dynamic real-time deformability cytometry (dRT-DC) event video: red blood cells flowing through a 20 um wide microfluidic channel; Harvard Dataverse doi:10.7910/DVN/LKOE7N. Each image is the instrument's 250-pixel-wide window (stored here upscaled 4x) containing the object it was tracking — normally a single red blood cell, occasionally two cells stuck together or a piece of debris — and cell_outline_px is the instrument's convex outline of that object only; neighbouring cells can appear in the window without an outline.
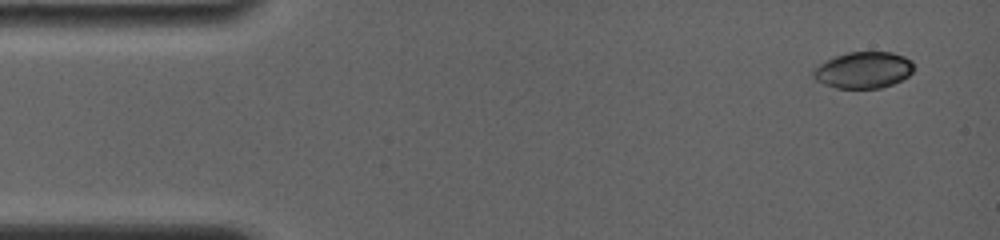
{"species": "common noctule bat (a hibernating species)", "species_latin": "Nyctalus noctula", "temperature_condition": "room temperature", "stored_images_in_passage": 7, "camera_frame_rate_fps": 4000, "um_per_image_px": 0.085, "animal": {"sex": "female", "body_mass_g": 19.0, "forearm_length_mm": 56.7}, "frame": {"image": 1, "passage_image": 1, "time_ms": 0.0, "image_size_px": [1000, 240], "cell_outline_px": [[912, 72], [908, 76], [892, 84], [880, 88], [836, 88], [824, 84], [816, 80], [812, 76], [812, 72], [824, 60], [848, 52], [892, 52], [904, 56], [912, 60]], "centroid_in_image_um": [73.38, 5.95], "position_along_channel_um": 11.6, "area_um2": 21.27}}
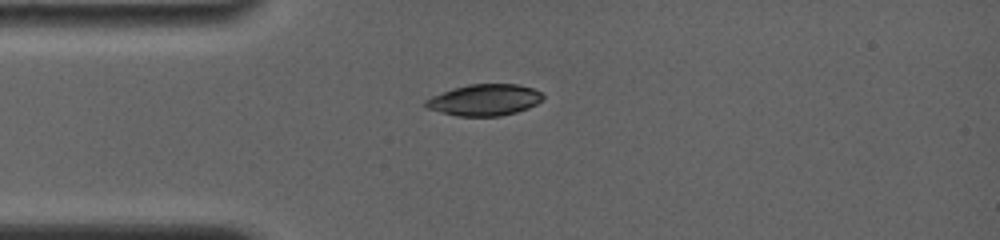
{"frame": {"image": 2, "passage_image": 5, "time_ms": 3.25, "image_size_px": [1000, 240], "cell_outline_px": [[544, 96], [536, 104], [528, 108], [516, 112], [500, 116], [456, 116], [424, 108], [424, 100], [432, 96], [452, 88], [468, 84], [516, 84], [532, 88], [540, 92]], "centroid_in_image_um": [41.13, 8.5], "position_along_channel_um": 43.9, "area_um2": 21.5}}
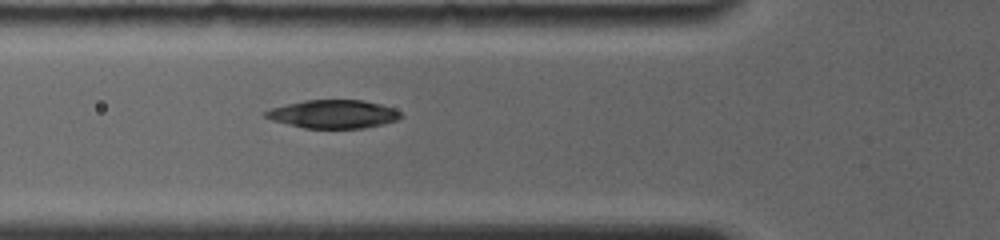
{"frame": {"image": 3, "passage_image": 7, "time_ms": 5.0, "image_size_px": [1000, 240], "cell_outline_px": [[404, 116], [396, 120], [364, 128], [304, 128], [272, 120], [264, 116], [260, 112], [272, 108], [304, 100], [360, 100], [380, 104], [392, 108], [400, 112]], "centroid_in_image_um": [28.3, 9.7], "position_along_channel_um": 97.5, "area_um2": 22.14}}